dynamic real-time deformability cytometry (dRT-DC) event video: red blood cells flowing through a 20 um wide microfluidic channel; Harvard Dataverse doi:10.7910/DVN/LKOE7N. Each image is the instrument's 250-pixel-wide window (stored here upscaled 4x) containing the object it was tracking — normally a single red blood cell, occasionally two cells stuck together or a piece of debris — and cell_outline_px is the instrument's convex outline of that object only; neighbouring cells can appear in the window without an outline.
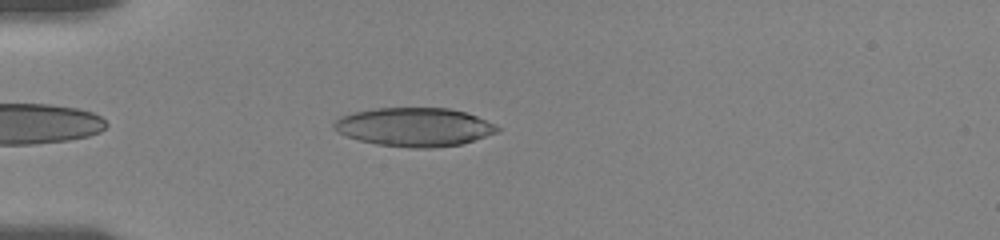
{"species": "human", "species_latin": "Homo sapiens", "temperature_condition": "room temperature", "stored_images_in_passage": 43, "camera_frame_rate_fps": 3000, "um_per_image_px": 0.085, "donor": {"sex": "female"}, "frame": {"image": 1, "passage_image": 3, "time_ms": 0.667, "image_size_px": [1000, 240], "cell_outline_px": [[500, 128], [496, 132], [460, 144], [432, 148], [412, 148], [376, 144], [360, 140], [348, 136], [332, 128], [332, 124], [340, 116], [352, 112], [376, 108], [448, 108], [464, 112], [476, 116]], "centroid_in_image_um": [35.15, 10.79], "position_along_channel_um": 49.8, "area_um2": 36.36}}
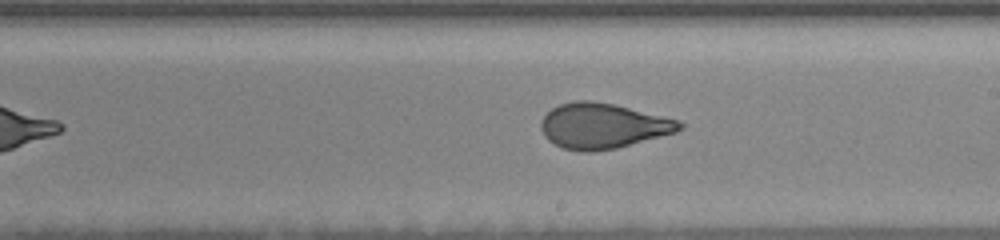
{"frame": {"image": 2, "passage_image": 20, "time_ms": 6.333, "image_size_px": [1000, 240], "cell_outline_px": [[684, 128], [676, 132], [616, 148], [592, 152], [580, 152], [560, 148], [548, 140], [544, 136], [540, 128], [540, 120], [552, 108], [560, 104], [576, 100], [588, 100], [612, 104], [676, 120], [684, 124]], "centroid_in_image_um": [51.17, 10.72], "position_along_channel_um": 237.8, "area_um2": 36.36}}
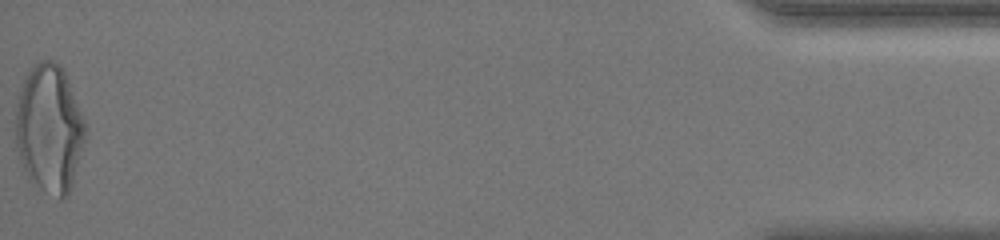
{"frame": {"image": 3, "passage_image": 43, "time_ms": 14.0, "image_size_px": [1000, 240], "cell_outline_px": [[84, 140], [72, 184], [68, 196], [60, 200], [40, 188], [28, 180], [16, 144], [16, 104], [24, 80], [28, 72], [40, 60], [52, 60], [60, 64], [64, 68], [84, 120]], "centroid_in_image_um": [4.19, 10.94], "position_along_channel_um": 431.0, "area_um2": 51.5}, "authors_computed_cell_mechanics": {"area_um2": 36.8186, "velocity_mm_per_s": 3.6366, "shape_relaxation_time_tau1_ms": 7.0144, "shape_relaxation_time_tau2_ms": 1.0253, "deformation_change_tau1": 0.2149, "deformation_change_tau2": 0.082}}